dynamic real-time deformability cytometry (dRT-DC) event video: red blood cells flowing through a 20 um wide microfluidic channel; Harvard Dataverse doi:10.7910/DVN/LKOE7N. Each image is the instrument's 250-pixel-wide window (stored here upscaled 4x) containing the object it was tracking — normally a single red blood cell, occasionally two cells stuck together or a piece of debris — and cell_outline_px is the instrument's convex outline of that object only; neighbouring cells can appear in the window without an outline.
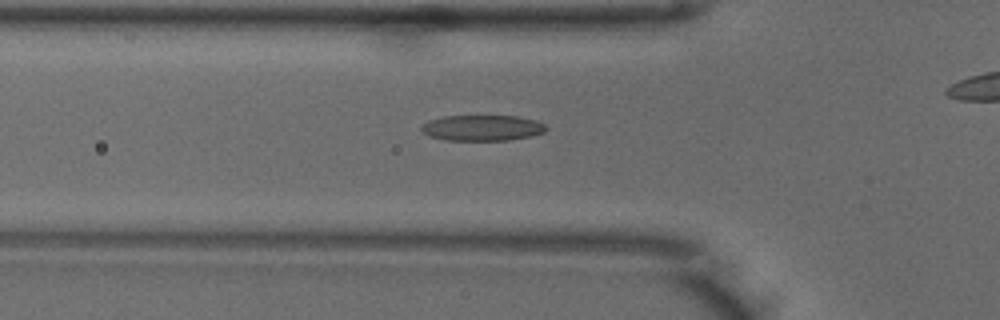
{"species": "common noctule bat (a hibernating species)", "species_latin": "Nyctalus noctula", "temperature_condition": "warm", "stored_images_in_passage": 30, "camera_frame_rate_fps": 3000, "um_per_image_px": 0.085, "animal": {"sex": "male", "body_mass_g": 18.8}, "frame": {"image": 1, "passage_image": 6, "time_ms": 1.667, "image_size_px": [1000, 320], "cell_outline_px": [[548, 128], [544, 132], [532, 136], [508, 140], [448, 140], [428, 136], [420, 128], [428, 120], [444, 116], [516, 116], [536, 120], [544, 124]], "centroid_in_image_um": [41.01, 10.87], "position_along_channel_um": 84.8, "area_um2": 18.67}}
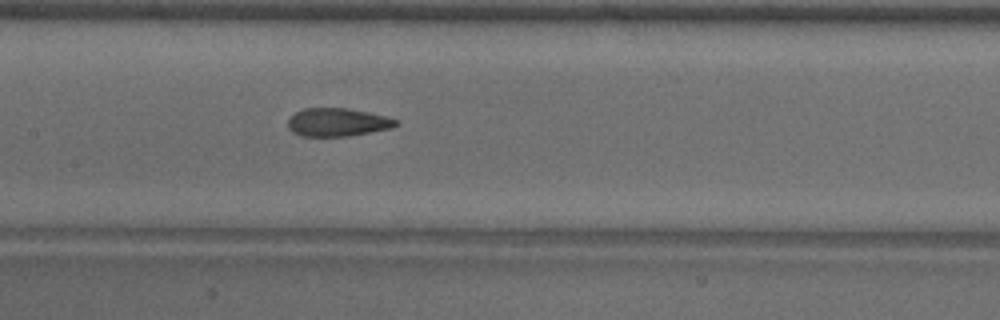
{"frame": {"image": 2, "passage_image": 13, "time_ms": 4.0, "image_size_px": [1000, 320], "cell_outline_px": [[400, 124], [392, 128], [348, 136], [300, 136], [292, 132], [288, 128], [288, 120], [296, 112], [304, 108], [348, 108], [388, 116], [396, 120]], "centroid_in_image_um": [28.7, 10.39], "position_along_channel_um": 178.7, "area_um2": 17.8}}
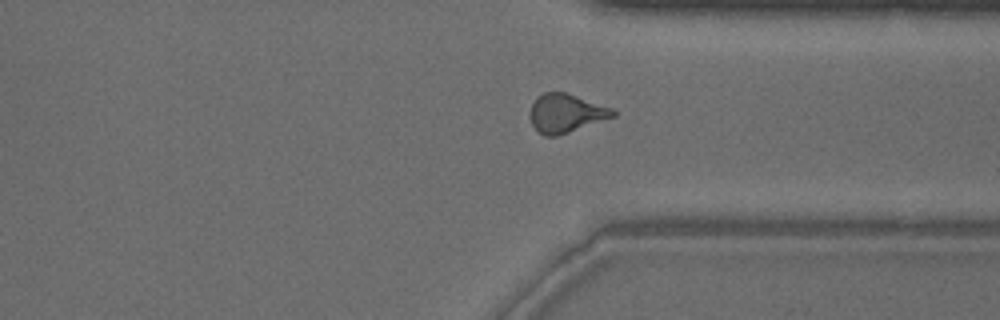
{"frame": {"image": 3, "passage_image": 27, "time_ms": 8.667, "image_size_px": [1000, 320], "cell_outline_px": [[616, 116], [556, 136], [544, 136], [536, 132], [532, 124], [532, 104], [536, 96], [544, 92], [564, 92], [612, 108], [616, 112]], "centroid_in_image_um": [48.09, 9.63], "position_along_channel_um": 363.3, "area_um2": 18.38}}